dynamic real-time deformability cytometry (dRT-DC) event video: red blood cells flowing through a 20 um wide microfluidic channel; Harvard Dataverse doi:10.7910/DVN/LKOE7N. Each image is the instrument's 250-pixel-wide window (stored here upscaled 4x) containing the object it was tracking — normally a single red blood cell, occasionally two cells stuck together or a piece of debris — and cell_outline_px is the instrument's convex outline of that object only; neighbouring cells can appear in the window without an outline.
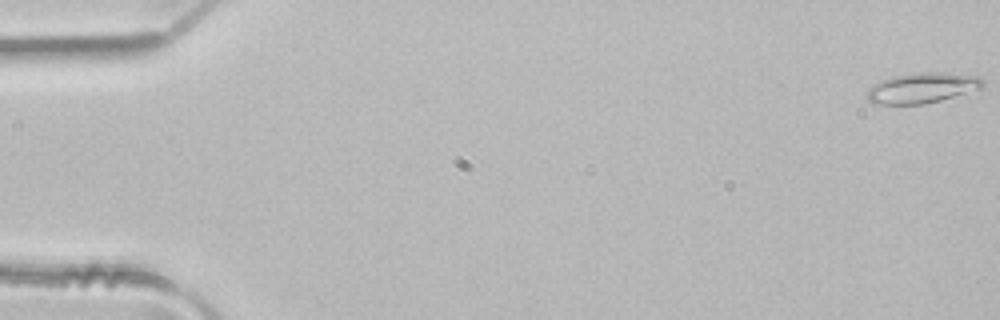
{"species": "common noctule bat (a hibernating species)", "species_latin": "Nyctalus noctula", "temperature_condition": "room temperature", "stored_images_in_passage": 50, "camera_frame_rate_fps": 3000, "um_per_image_px": 0.085, "animal": {"sex": "male", "body_mass_g": 21.5, "forearm_length_mm": 52.0}, "frame": {"image": 1, "passage_image": 1, "time_ms": 0.0, "image_size_px": [1000, 320], "cell_outline_px": [[984, 84], [980, 88], [940, 100], [924, 104], [872, 104], [864, 96], [868, 88], [872, 84], [880, 80], [892, 76], [920, 72], [940, 72], [980, 76], [984, 80]], "centroid_in_image_um": [78.3, 7.47], "position_along_channel_um": 6.7, "area_um2": 20.63}}
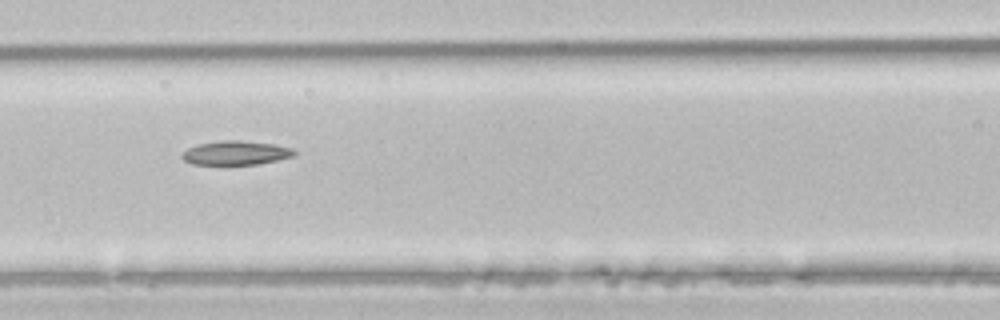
{"frame": {"image": 2, "passage_image": 22, "time_ms": 7.0, "image_size_px": [1000, 320], "cell_outline_px": [[296, 156], [256, 164], [224, 168], [192, 164], [184, 160], [180, 156], [188, 148], [200, 144], [220, 140], [236, 140], [272, 144], [292, 148], [296, 152]], "centroid_in_image_um": [19.99, 13.05], "position_along_channel_um": 146.6, "area_um2": 16.42}}
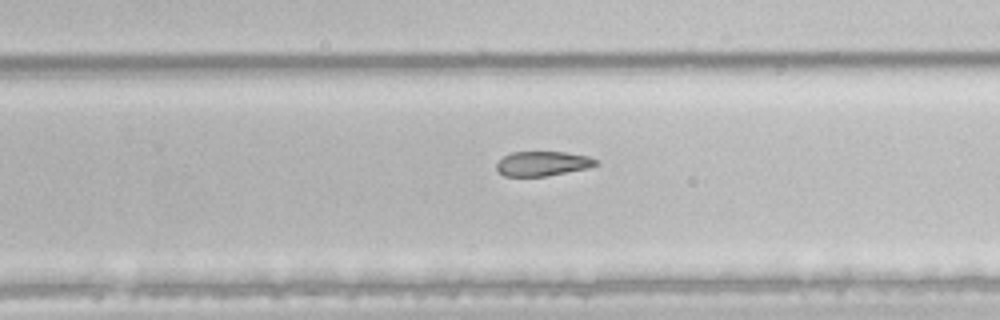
{"frame": {"image": 3, "passage_image": 32, "time_ms": 10.333, "image_size_px": [1000, 320], "cell_outline_px": [[600, 164], [588, 168], [544, 176], [504, 176], [496, 168], [496, 164], [504, 156], [512, 152], [564, 152], [588, 156], [600, 160]], "centroid_in_image_um": [46.17, 13.9], "position_along_channel_um": 283.6, "area_um2": 14.22}}